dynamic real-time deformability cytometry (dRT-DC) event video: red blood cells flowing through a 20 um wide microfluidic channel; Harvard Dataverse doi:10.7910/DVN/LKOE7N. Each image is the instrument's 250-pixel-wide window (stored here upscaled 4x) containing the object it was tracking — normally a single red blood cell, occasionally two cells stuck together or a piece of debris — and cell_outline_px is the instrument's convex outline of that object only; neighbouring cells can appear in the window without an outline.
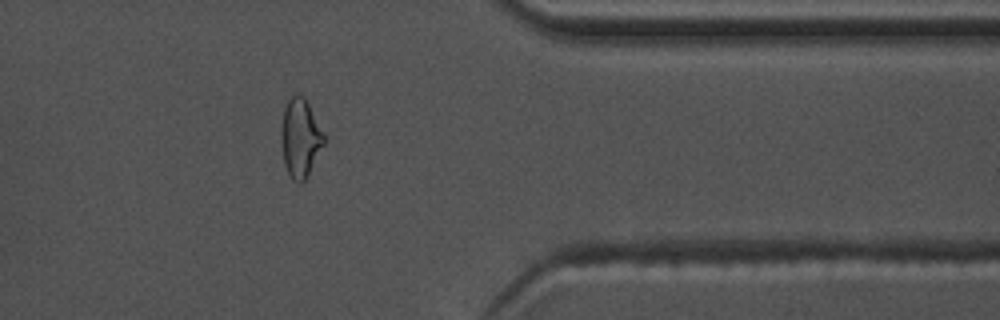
{"species": "common noctule bat (a hibernating species)", "species_latin": "Nyctalus noctula", "temperature_condition": "warm", "stored_images_in_passage": 37, "camera_frame_rate_fps": 3000, "um_per_image_px": 0.085, "animal": {"sex": "male", "body_mass_g": 17.5, "forearm_length_mm": 52.3}, "frame": {"image": 1, "passage_image": 27, "time_ms": 8.667, "image_size_px": [1000, 320], "cell_outline_px": [[324, 144], [308, 176], [300, 184], [296, 184], [292, 180], [284, 164], [280, 140], [280, 128], [284, 108], [288, 100], [292, 96], [300, 92], [304, 96], [324, 132]], "centroid_in_image_um": [25.51, 11.73], "position_along_channel_um": 385.9, "area_um2": 19.94}}
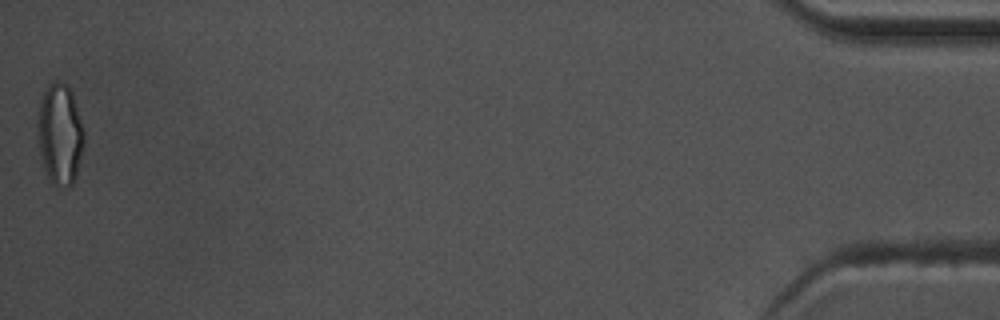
{"frame": {"image": 2, "passage_image": 37, "time_ms": 12.0, "image_size_px": [1000, 320], "cell_outline_px": [[84, 144], [76, 176], [72, 184], [68, 188], [56, 188], [52, 184], [44, 168], [40, 152], [36, 124], [36, 120], [40, 100], [48, 84], [52, 80], [56, 80], [64, 84], [72, 92], [84, 132]], "centroid_in_image_um": [5.08, 11.43], "position_along_channel_um": 430.1, "area_um2": 27.57}, "authors_computed_cell_mechanics": {"area_um2": 18.4382, "velocity_mm_per_s": 3.7865, "shape_relaxation_time_tau1_ms": 3.6033, "shape_relaxation_time_tau2_ms": 1.1231, "deformation_change_tau1": 0.153, "deformation_change_tau2": 0.0758}}